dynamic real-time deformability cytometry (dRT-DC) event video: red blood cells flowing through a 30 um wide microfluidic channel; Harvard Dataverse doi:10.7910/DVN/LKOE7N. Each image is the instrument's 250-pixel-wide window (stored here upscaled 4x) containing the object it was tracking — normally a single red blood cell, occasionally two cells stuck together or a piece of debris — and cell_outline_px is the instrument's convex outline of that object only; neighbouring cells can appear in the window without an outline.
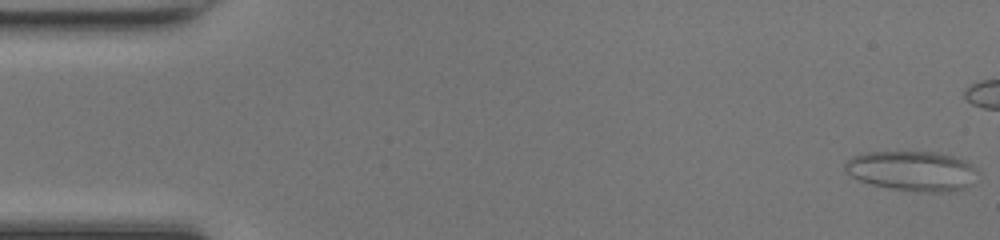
{"species": "common noctule bat (a hibernating species)", "species_latin": "Nyctalus noctula", "temperature_condition": "room temperature", "stored_images_in_passage": 44, "camera_frame_rate_fps": 3000, "um_per_image_px": 0.085, "animal": {"sex": "female", "body_mass_g": 17.0, "forearm_length_mm": 48.0}, "frame": {"image": 1, "passage_image": 1, "time_ms": 0.0, "image_size_px": [1000, 240], "cell_outline_px": [[980, 172], [972, 184], [964, 188], [948, 192], [924, 192], [888, 188], [872, 184], [860, 180], [844, 172], [844, 164], [852, 156], [868, 152], [936, 152], [952, 156], [964, 160]], "centroid_in_image_um": [77.55, 14.53], "position_along_channel_um": 7.5, "area_um2": 30.92}}
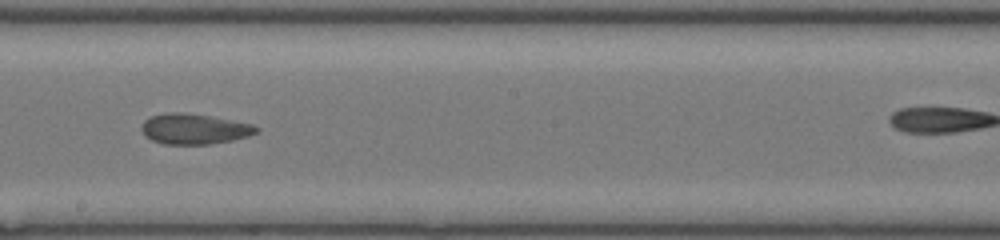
{"frame": {"image": 2, "passage_image": 27, "time_ms": 8.667, "image_size_px": [1000, 240], "cell_outline_px": [[260, 132], [248, 136], [232, 140], [208, 144], [164, 144], [152, 140], [140, 128], [144, 120], [152, 116], [168, 112], [184, 112], [208, 116], [252, 124], [260, 128]], "centroid_in_image_um": [16.53, 10.96], "position_along_channel_um": 231.7, "area_um2": 20.17}}
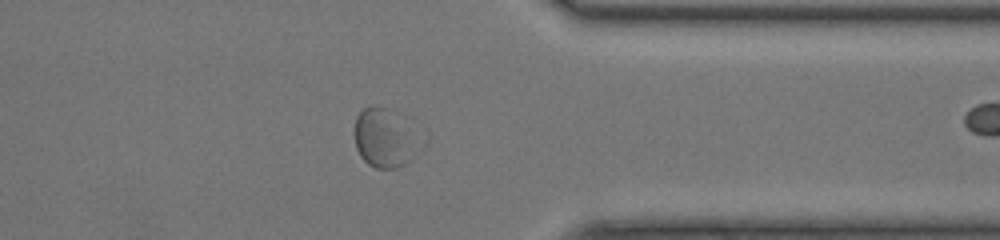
{"frame": {"image": 3, "passage_image": 38, "time_ms": 12.333, "image_size_px": [1000, 240], "cell_outline_px": [[412, 156], [404, 164], [396, 168], [376, 168], [368, 164], [360, 156], [356, 148], [356, 116], [364, 108], [384, 108], [404, 132]], "centroid_in_image_um": [32.37, 11.86], "position_along_channel_um": 379.0, "area_um2": 18.61}}